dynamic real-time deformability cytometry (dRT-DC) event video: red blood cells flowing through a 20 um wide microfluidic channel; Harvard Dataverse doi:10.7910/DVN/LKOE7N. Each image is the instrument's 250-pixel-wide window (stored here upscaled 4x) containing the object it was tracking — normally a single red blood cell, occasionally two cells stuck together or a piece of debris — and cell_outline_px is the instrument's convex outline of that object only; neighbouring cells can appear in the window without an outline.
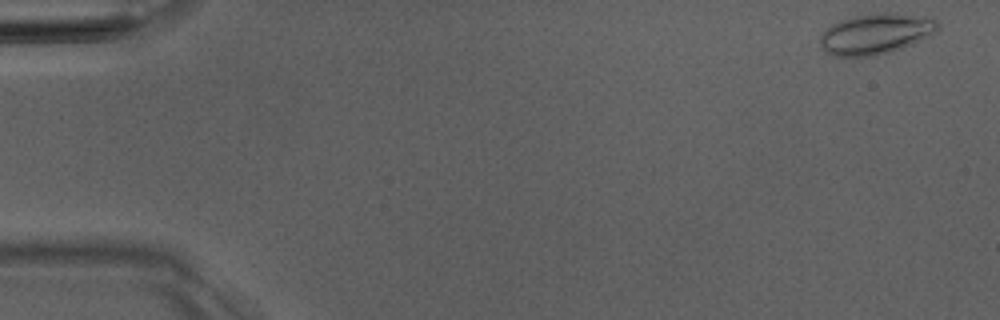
{"species": "Egyptian fruit bat (a non-hibernating species)", "species_latin": "Rousettus aegyptiacus", "temperature_condition": "room temperature", "stored_images_in_passage": 4, "camera_frame_rate_fps": 3000, "um_per_image_px": 0.085, "animal": {"sex": "male"}, "frame": {"image": 1, "passage_image": 1, "time_ms": 0.0, "image_size_px": [1000, 320], "cell_outline_px": [[940, 28], [936, 32], [912, 44], [876, 56], [832, 56], [824, 52], [820, 48], [820, 36], [832, 24], [840, 20], [856, 16], [876, 12], [896, 12], [932, 16], [940, 24]], "centroid_in_image_um": [74.47, 2.85], "position_along_channel_um": 10.5, "area_um2": 28.32}}